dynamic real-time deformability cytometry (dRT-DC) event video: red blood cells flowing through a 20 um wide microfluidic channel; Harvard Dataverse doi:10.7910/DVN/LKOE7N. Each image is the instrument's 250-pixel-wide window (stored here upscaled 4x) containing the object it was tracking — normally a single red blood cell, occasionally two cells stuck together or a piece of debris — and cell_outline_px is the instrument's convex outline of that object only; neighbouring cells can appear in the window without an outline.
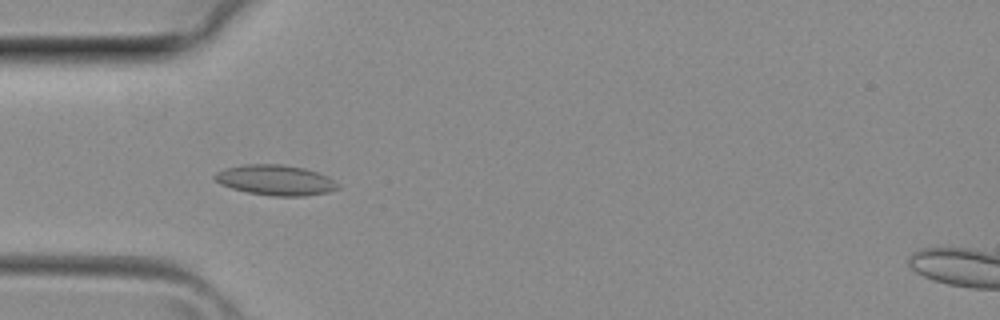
{"species": "common noctule bat (a hibernating species)", "species_latin": "Nyctalus noctula", "temperature_condition": "room temperature", "stored_images_in_passage": 31, "camera_frame_rate_fps": 3000, "um_per_image_px": 0.085, "animal": {"sex": "female", "body_mass_g": 29.2, "forearm_length_mm": 56.3}, "frame": {"image": 1, "passage_image": 11, "time_ms": 3.333, "image_size_px": [1000, 320], "cell_outline_px": [[340, 188], [328, 192], [304, 196], [272, 196], [248, 192], [232, 188], [220, 184], [212, 176], [216, 172], [224, 168], [244, 164], [284, 164], [304, 168], [328, 176], [340, 184]], "centroid_in_image_um": [23.43, 15.3], "position_along_channel_um": 61.6, "area_um2": 21.91}}
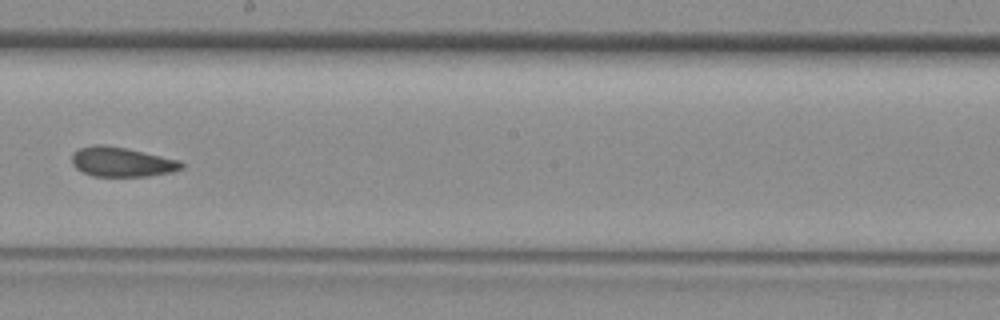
{"frame": {"image": 2, "passage_image": 21, "time_ms": 6.667, "image_size_px": [1000, 320], "cell_outline_px": [[184, 168], [172, 172], [148, 176], [92, 176], [76, 168], [72, 164], [72, 152], [80, 148], [96, 144], [100, 144], [128, 148], [180, 160], [184, 164]], "centroid_in_image_um": [10.37, 13.76], "position_along_channel_um": 237.8, "area_um2": 19.02}}
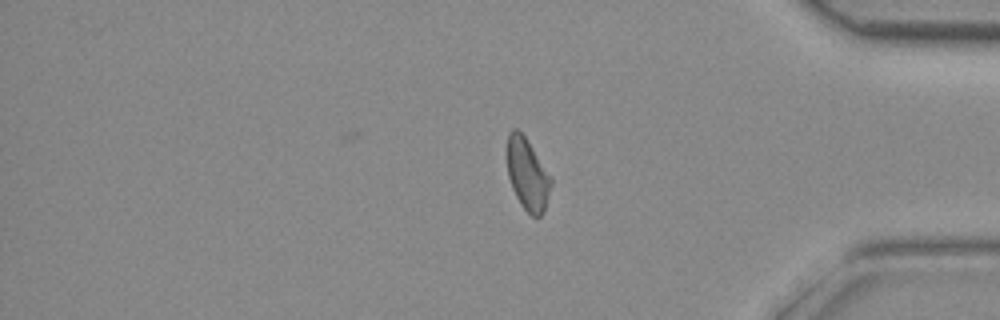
{"frame": {"image": 3, "passage_image": 31, "time_ms": 10.0, "image_size_px": [1000, 320], "cell_outline_px": [[552, 184], [544, 212], [540, 216], [532, 216], [520, 204], [512, 188], [508, 176], [508, 132], [512, 128], [516, 128], [524, 136], [552, 176]], "centroid_in_image_um": [44.86, 14.83], "position_along_channel_um": 390.3, "area_um2": 18.26}}